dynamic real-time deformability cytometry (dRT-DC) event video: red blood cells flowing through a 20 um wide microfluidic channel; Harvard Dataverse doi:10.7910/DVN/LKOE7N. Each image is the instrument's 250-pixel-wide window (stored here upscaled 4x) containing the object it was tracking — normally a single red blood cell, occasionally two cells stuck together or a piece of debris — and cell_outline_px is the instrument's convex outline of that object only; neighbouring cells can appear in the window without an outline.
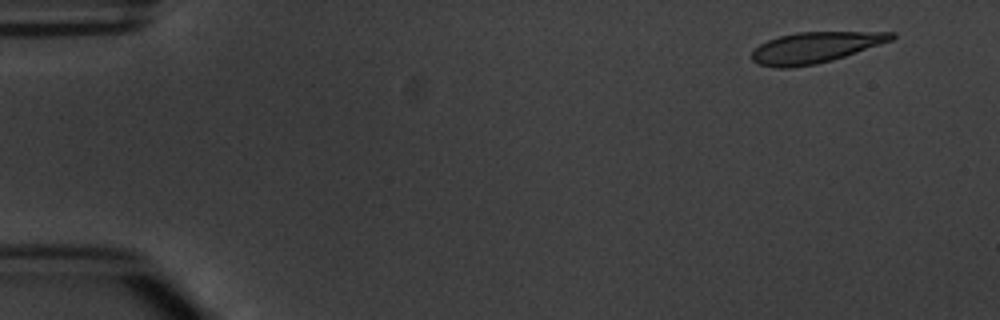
{"species": "common noctule bat (a hibernating species)", "species_latin": "Nyctalus noctula", "temperature_condition": "warm", "stored_images_in_passage": 6, "camera_frame_rate_fps": 3000, "um_per_image_px": 0.085, "animal": {"sex": "male", "body_mass_g": 20.1, "forearm_length_mm": 53.5}, "frame": {"image": 1, "passage_image": 1, "time_ms": 0.0, "image_size_px": [1000, 320], "cell_outline_px": [[896, 36], [892, 40], [832, 60], [816, 64], [792, 68], [776, 68], [760, 64], [752, 60], [752, 52], [760, 44], [768, 40], [780, 36], [796, 32], [896, 32]], "centroid_in_image_um": [69.27, 4.04], "position_along_channel_um": 15.7, "area_um2": 24.91}}
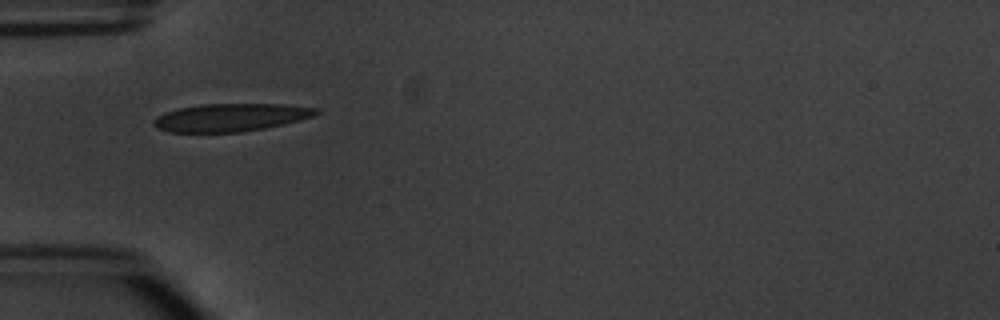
{"frame": {"image": 2, "passage_image": 4, "time_ms": 4.333, "image_size_px": [1000, 320], "cell_outline_px": [[320, 112], [312, 116], [300, 120], [264, 128], [240, 132], [168, 132], [156, 128], [152, 124], [152, 120], [156, 116], [180, 108], [200, 104], [284, 104], [320, 108]], "centroid_in_image_um": [19.6, 9.98], "position_along_channel_um": 65.4, "area_um2": 26.36}}